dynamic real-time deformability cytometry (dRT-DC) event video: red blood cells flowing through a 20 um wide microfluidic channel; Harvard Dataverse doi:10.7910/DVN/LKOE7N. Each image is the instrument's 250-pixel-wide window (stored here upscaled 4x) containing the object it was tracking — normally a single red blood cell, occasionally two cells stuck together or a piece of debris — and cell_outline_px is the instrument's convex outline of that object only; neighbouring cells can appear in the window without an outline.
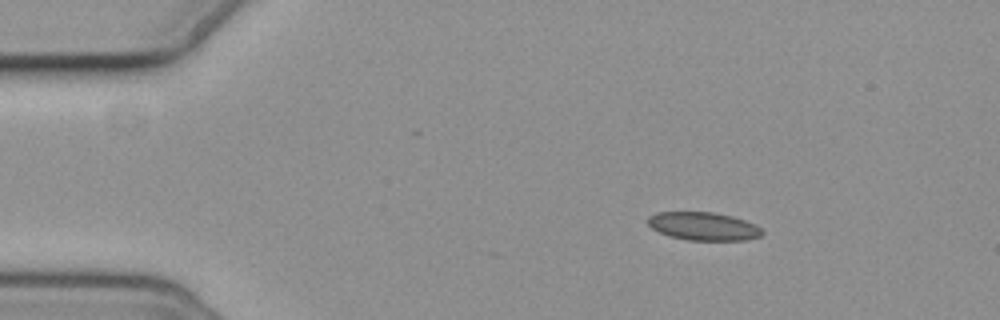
{"species": "common noctule bat (a hibernating species)", "species_latin": "Nyctalus noctula", "temperature_condition": "cold", "stored_images_in_passage": 3, "camera_frame_rate_fps": 3000, "um_per_image_px": 0.085, "animal": {"sex": "female", "body_mass_g": 19.3, "forearm_length_mm": 54.1}, "frame": {"image": 1, "passage_image": 1, "time_ms": 0.0, "image_size_px": [1000, 320], "cell_outline_px": [[764, 232], [760, 236], [748, 240], [688, 240], [668, 236], [652, 228], [648, 224], [648, 216], [656, 212], [712, 212], [732, 216], [756, 224]], "centroid_in_image_um": [59.79, 19.23], "position_along_channel_um": 25.2, "area_um2": 18.79}}